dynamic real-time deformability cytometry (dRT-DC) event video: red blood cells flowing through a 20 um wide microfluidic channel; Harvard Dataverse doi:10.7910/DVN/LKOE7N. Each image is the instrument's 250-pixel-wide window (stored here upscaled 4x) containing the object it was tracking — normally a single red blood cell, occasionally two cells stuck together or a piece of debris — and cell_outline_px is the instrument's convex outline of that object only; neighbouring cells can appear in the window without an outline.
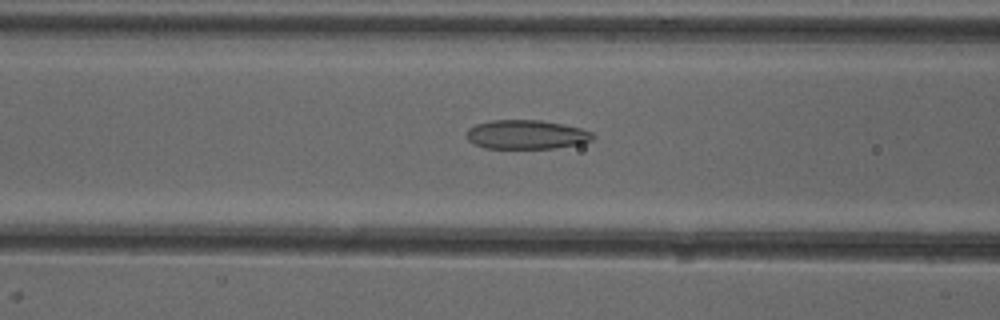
{"species": "common noctule bat (a hibernating species)", "species_latin": "Nyctalus noctula", "temperature_condition": "cold", "stored_images_in_passage": 46, "camera_frame_rate_fps": 3000, "um_per_image_px": 0.085, "animal": {"sex": "female"}, "frame": {"image": 1, "passage_image": 15, "time_ms": 4.667, "image_size_px": [1000, 320], "cell_outline_px": [[596, 136], [592, 140], [580, 144], [556, 148], [484, 148], [468, 140], [468, 128], [476, 124], [492, 120], [540, 120], [564, 124], [580, 128], [592, 132]], "centroid_in_image_um": [44.79, 11.44], "position_along_channel_um": 121.8, "area_um2": 21.39}}
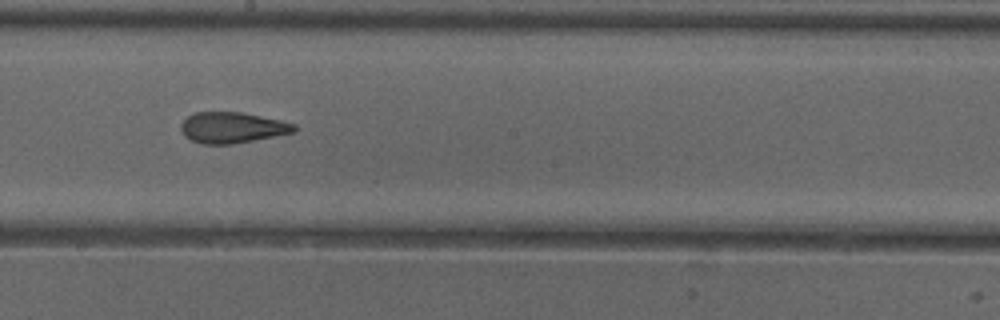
{"frame": {"image": 2, "passage_image": 23, "time_ms": 7.333, "image_size_px": [1000, 320], "cell_outline_px": [[296, 132], [276, 136], [232, 144], [204, 144], [192, 140], [184, 136], [180, 128], [180, 124], [188, 116], [196, 112], [244, 112], [280, 120], [296, 124]], "centroid_in_image_um": [19.75, 10.84], "position_along_channel_um": 228.4, "area_um2": 20.46}}
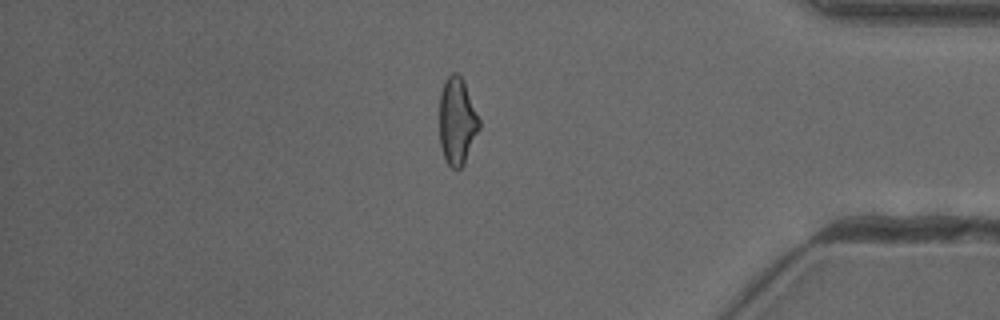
{"frame": {"image": 3, "passage_image": 38, "time_ms": 12.333, "image_size_px": [1000, 320], "cell_outline_px": [[480, 128], [464, 164], [460, 168], [452, 168], [448, 164], [444, 156], [440, 144], [440, 92], [444, 80], [452, 72], [456, 72], [460, 76], [464, 84], [480, 120]], "centroid_in_image_um": [38.84, 10.3], "position_along_channel_um": 396.4, "area_um2": 19.94}, "authors_computed_cell_mechanics": {"area_um2": 21.097, "velocity_mm_per_s": 3.9849, "shape_relaxation_time_tau1_ms": null, "shape_relaxation_time_tau2_ms": 2.0568, "deformation_change_tau1": null, "deformation_change_tau2": 0.1038}}